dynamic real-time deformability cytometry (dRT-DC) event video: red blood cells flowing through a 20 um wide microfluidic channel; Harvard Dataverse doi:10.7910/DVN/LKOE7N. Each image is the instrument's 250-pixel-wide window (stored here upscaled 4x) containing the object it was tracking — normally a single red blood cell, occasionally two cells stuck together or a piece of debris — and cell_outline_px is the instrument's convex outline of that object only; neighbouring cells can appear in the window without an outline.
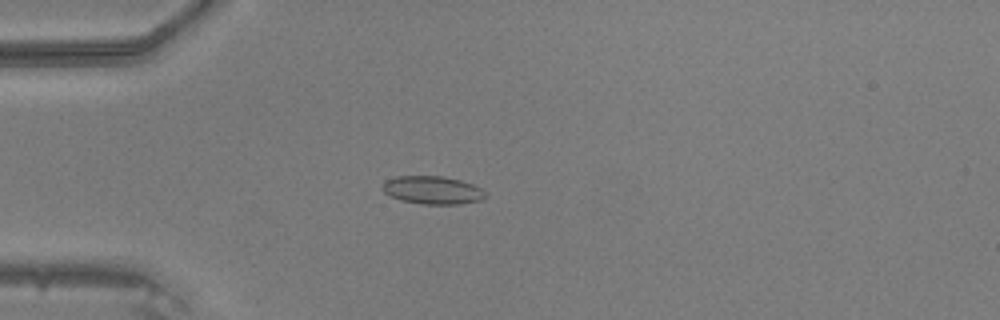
{"species": "common noctule bat (a hibernating species)", "species_latin": "Nyctalus noctula", "temperature_condition": "warm", "stored_images_in_passage": 47, "camera_frame_rate_fps": 3000, "um_per_image_px": 0.085, "animal": {"sex": "male", "body_mass_g": 20.5, "forearm_length_mm": 52.5}, "frame": {"image": 1, "passage_image": 13, "time_ms": 4.0, "image_size_px": [1000, 320], "cell_outline_px": [[488, 196], [480, 200], [460, 204], [420, 204], [400, 200], [384, 192], [380, 188], [384, 180], [396, 176], [444, 176], [460, 180], [472, 184], [480, 188]], "centroid_in_image_um": [36.73, 16.15], "position_along_channel_um": 48.3, "area_um2": 16.94}}
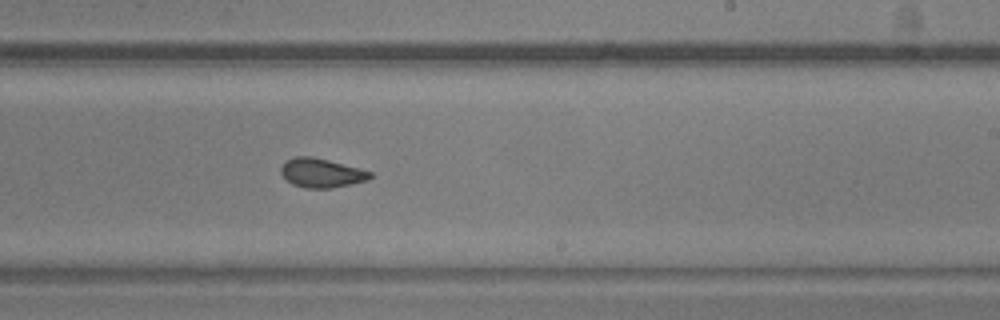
{"frame": {"image": 2, "passage_image": 29, "time_ms": 9.333, "image_size_px": [1000, 320], "cell_outline_px": [[372, 176], [368, 180], [352, 184], [332, 188], [304, 188], [292, 184], [280, 172], [280, 168], [284, 160], [296, 156], [312, 156], [328, 160], [372, 172]], "centroid_in_image_um": [27.29, 14.7], "position_along_channel_um": 261.7, "area_um2": 15.14}}
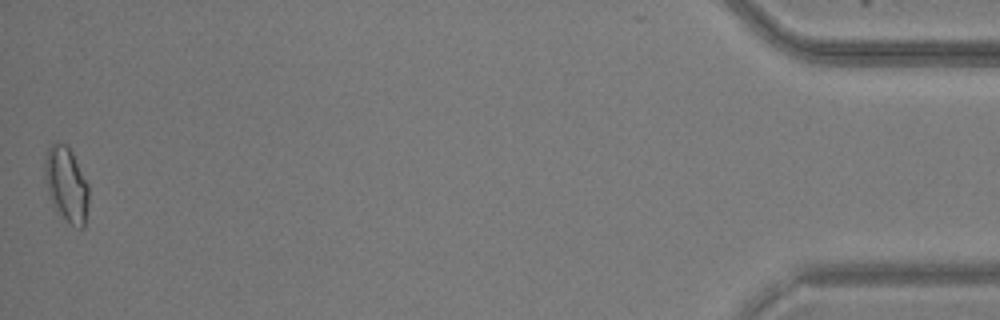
{"frame": {"image": 3, "passage_image": 47, "time_ms": 15.333, "image_size_px": [1000, 320], "cell_outline_px": [[88, 204], [84, 228], [80, 228], [72, 224], [56, 212], [48, 192], [44, 180], [44, 160], [48, 148], [56, 140], [68, 144], [88, 184]], "centroid_in_image_um": [5.62, 15.63], "position_along_channel_um": 429.6, "area_um2": 19.36}}